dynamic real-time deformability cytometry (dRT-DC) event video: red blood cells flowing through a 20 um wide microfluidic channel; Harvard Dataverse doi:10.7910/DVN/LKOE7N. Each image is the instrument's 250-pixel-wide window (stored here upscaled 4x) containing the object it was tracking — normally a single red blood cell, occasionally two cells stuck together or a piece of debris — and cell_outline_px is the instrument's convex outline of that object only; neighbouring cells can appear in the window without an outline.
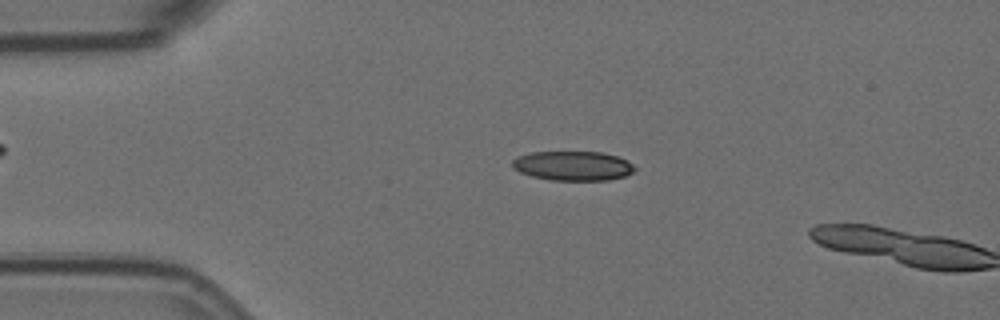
{"species": "Egyptian fruit bat (a non-hibernating species)", "species_latin": "Rousettus aegyptiacus", "temperature_condition": "room temperature", "stored_images_in_passage": 8, "camera_frame_rate_fps": 3000, "um_per_image_px": 0.085, "animal": {"sex": "female"}, "frame": {"image": 1, "passage_image": 6, "time_ms": 1.667, "image_size_px": [1000, 320], "cell_outline_px": [[636, 168], [632, 172], [624, 176], [608, 180], [548, 180], [532, 176], [520, 172], [512, 168], [512, 160], [520, 156], [532, 152], [604, 152], [628, 160]], "centroid_in_image_um": [48.7, 14.09], "position_along_channel_um": 36.3, "area_um2": 20.98}}